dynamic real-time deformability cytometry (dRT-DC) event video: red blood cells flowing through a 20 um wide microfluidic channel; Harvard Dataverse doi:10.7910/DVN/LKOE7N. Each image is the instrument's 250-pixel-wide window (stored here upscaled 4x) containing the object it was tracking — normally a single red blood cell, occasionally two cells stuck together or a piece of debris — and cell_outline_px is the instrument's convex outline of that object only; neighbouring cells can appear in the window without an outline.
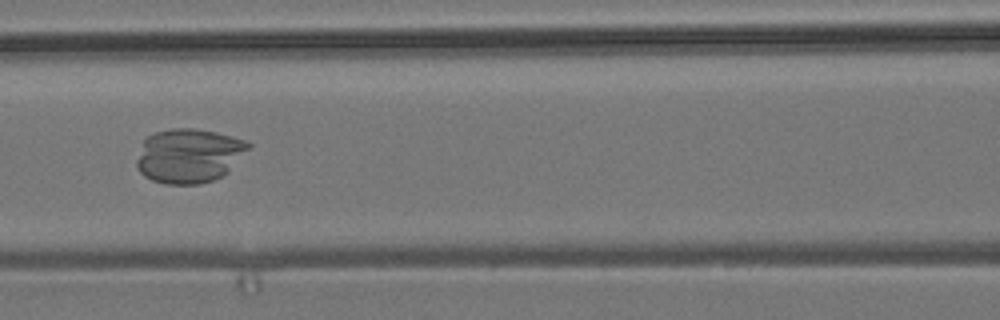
{"species": "common noctule bat (a hibernating species)", "species_latin": "Nyctalus noctula", "temperature_condition": "room temperature", "stored_images_in_passage": 6, "camera_frame_rate_fps": 3000, "um_per_image_px": 0.085, "animal": {"sex": "male", "body_mass_g": 19.2, "forearm_length_mm": 51.8}, "frame": {"image": 1, "passage_image": 5, "time_ms": 4.667, "image_size_px": [1000, 320], "cell_outline_px": [[252, 148], [224, 176], [200, 184], [168, 184], [152, 180], [144, 176], [136, 168], [136, 160], [144, 140], [148, 136], [156, 132], [172, 128], [196, 128], [216, 132], [232, 136], [244, 140], [252, 144]], "centroid_in_image_um": [16.1, 13.23], "position_along_channel_um": 150.5, "area_um2": 35.72}}
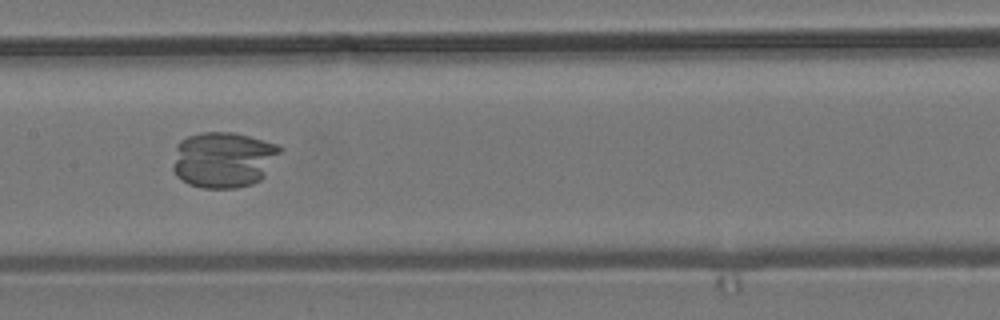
{"frame": {"image": 2, "passage_image": 6, "time_ms": 5.667, "image_size_px": [1000, 320], "cell_outline_px": [[284, 148], [264, 176], [260, 180], [252, 184], [236, 188], [204, 188], [188, 184], [176, 176], [172, 168], [172, 164], [176, 144], [180, 140], [188, 136], [200, 132], [236, 132], [280, 144]], "centroid_in_image_um": [19.0, 13.55], "position_along_channel_um": 188.4, "area_um2": 35.55}}